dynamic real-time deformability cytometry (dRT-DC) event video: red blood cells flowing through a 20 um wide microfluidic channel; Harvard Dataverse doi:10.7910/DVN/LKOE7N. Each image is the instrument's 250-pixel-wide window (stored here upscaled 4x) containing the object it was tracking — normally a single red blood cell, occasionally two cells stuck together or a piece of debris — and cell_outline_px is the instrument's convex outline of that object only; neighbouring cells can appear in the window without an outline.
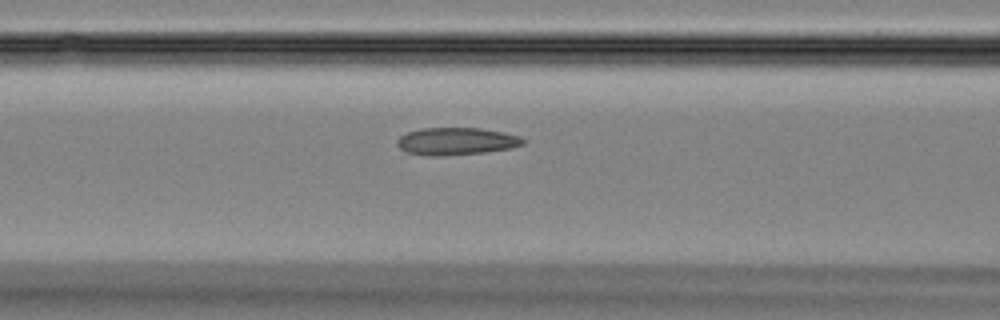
{"species": "Egyptian fruit bat (a non-hibernating species)", "species_latin": "Rousettus aegyptiacus", "temperature_condition": "room temperature", "stored_images_in_passage": 38, "camera_frame_rate_fps": 3000, "um_per_image_px": 0.085, "animal": {"sex": "female"}, "frame": {"image": 1, "passage_image": 10, "time_ms": 3.0, "image_size_px": [1000, 320], "cell_outline_px": [[524, 144], [512, 148], [484, 152], [444, 156], [428, 156], [404, 152], [396, 144], [396, 140], [400, 136], [408, 132], [420, 128], [480, 128], [504, 132], [520, 136], [524, 140]], "centroid_in_image_um": [38.76, 12.01], "position_along_channel_um": 127.8, "area_um2": 20.29}}
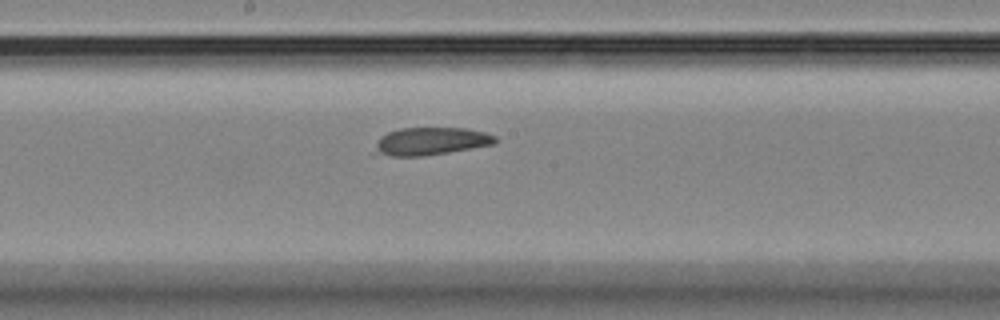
{"frame": {"image": 2, "passage_image": 16, "time_ms": 5.0, "image_size_px": [1000, 320], "cell_outline_px": [[500, 140], [496, 144], [424, 156], [388, 156], [380, 152], [376, 148], [376, 144], [380, 136], [388, 132], [400, 128], [468, 128], [484, 132], [496, 136]], "centroid_in_image_um": [36.7, 11.99], "position_along_channel_um": 211.5, "area_um2": 19.36}}
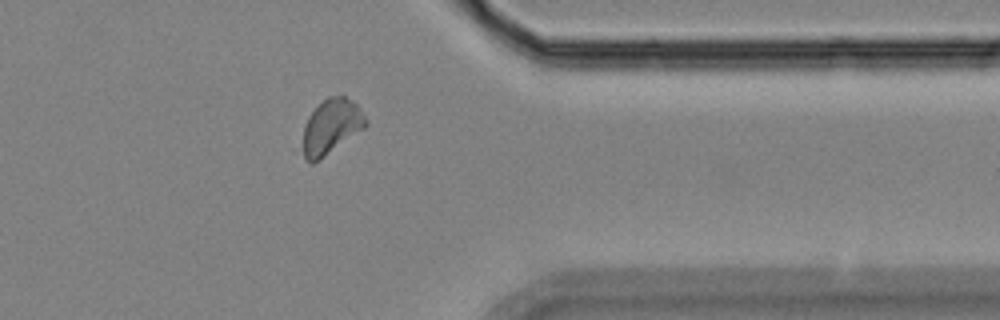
{"frame": {"image": 3, "passage_image": 29, "time_ms": 9.333, "image_size_px": [1000, 320], "cell_outline_px": [[368, 124], [364, 128], [320, 160], [312, 164], [308, 164], [304, 160], [304, 128], [308, 116], [328, 96], [344, 96], [356, 104], [360, 108], [368, 120]], "centroid_in_image_um": [28.17, 10.79], "position_along_channel_um": 383.2, "area_um2": 19.94}}